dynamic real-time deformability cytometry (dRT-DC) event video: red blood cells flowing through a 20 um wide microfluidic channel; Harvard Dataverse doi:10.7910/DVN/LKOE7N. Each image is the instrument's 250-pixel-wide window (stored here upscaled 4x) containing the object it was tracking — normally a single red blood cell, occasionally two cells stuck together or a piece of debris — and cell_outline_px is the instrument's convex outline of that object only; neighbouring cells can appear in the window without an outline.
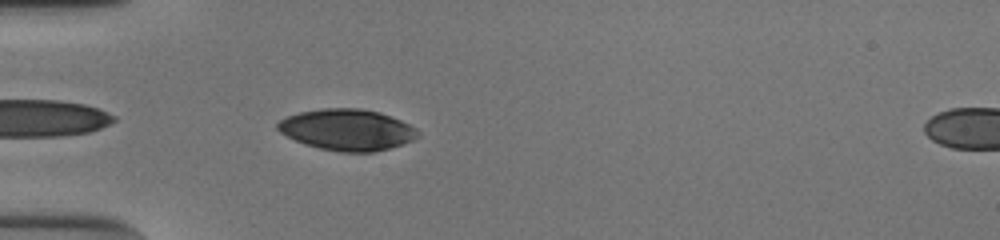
{"species": "human", "species_latin": "Homo sapiens", "temperature_condition": "cold", "stored_images_in_passage": 39, "camera_frame_rate_fps": 3000, "um_per_image_px": 0.085, "donor": {"sex": "male"}, "frame": {"image": 1, "passage_image": 2, "time_ms": 0.333, "image_size_px": [1000, 240], "cell_outline_px": [[420, 136], [412, 140], [388, 148], [372, 152], [340, 152], [320, 148], [304, 144], [280, 132], [276, 128], [276, 124], [280, 120], [288, 116], [300, 112], [324, 108], [360, 108], [380, 112], [400, 120], [416, 128], [420, 132]], "centroid_in_image_um": [29.51, 11.02], "position_along_channel_um": 55.5, "area_um2": 33.52}}
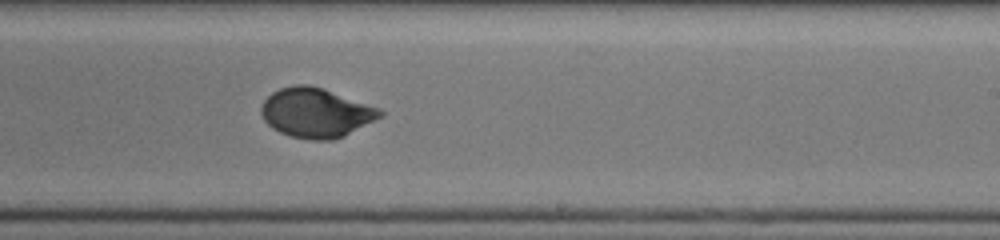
{"frame": {"image": 2, "passage_image": 19, "time_ms": 6.0, "image_size_px": [1000, 240], "cell_outline_px": [[384, 116], [344, 136], [332, 140], [312, 140], [292, 136], [280, 132], [272, 128], [264, 120], [260, 112], [260, 108], [264, 100], [272, 92], [280, 88], [292, 84], [308, 84], [324, 88], [380, 108], [384, 112]], "centroid_in_image_um": [26.87, 9.57], "position_along_channel_um": 262.1, "area_um2": 34.51}}
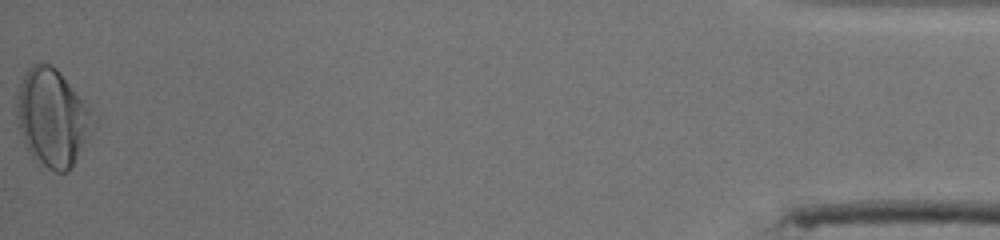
{"frame": {"image": 3, "passage_image": 39, "time_ms": 12.667, "image_size_px": [1000, 240], "cell_outline_px": [[96, 128], [72, 164], [64, 172], [56, 172], [36, 164], [28, 152], [24, 144], [16, 124], [16, 96], [24, 72], [32, 64], [48, 64], [56, 68], [60, 72], [84, 100], [96, 120]], "centroid_in_image_um": [4.43, 10.02], "position_along_channel_um": 430.8, "area_um2": 43.93}, "authors_computed_cell_mechanics": {"area_um2": 33.813, "velocity_mm_per_s": 3.846, "shape_relaxation_time_tau1_ms": 3.5764, "shape_relaxation_time_tau2_ms": 0.6341, "deformation_change_tau1": 0.151, "deformation_change_tau2": 0.0348}}